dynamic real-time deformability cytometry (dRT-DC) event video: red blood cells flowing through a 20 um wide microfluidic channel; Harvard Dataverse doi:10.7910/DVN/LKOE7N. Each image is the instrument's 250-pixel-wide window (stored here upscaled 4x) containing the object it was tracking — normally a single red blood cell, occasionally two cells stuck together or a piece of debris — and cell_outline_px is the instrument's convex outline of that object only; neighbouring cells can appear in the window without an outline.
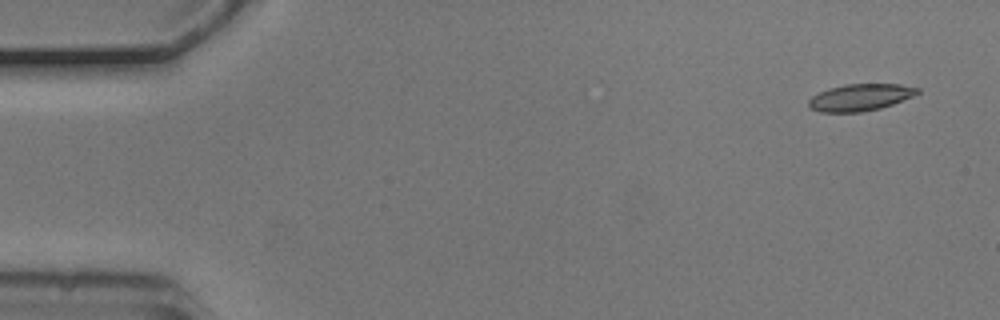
{"species": "common noctule bat (a hibernating species)", "species_latin": "Nyctalus noctula", "temperature_condition": "cold", "stored_images_in_passage": 3, "camera_frame_rate_fps": 3000, "um_per_image_px": 0.085, "animal": {"sex": "male", "body_mass_g": 20.5, "forearm_length_mm": 52.5}, "frame": {"image": 1, "passage_image": 1, "time_ms": 0.0, "image_size_px": [1000, 320], "cell_outline_px": [[920, 92], [912, 96], [892, 104], [880, 108], [860, 112], [820, 112], [808, 108], [808, 100], [812, 96], [828, 88], [844, 84], [900, 84], [920, 88]], "centroid_in_image_um": [73.09, 8.27], "position_along_channel_um": 11.9, "area_um2": 17.05}}